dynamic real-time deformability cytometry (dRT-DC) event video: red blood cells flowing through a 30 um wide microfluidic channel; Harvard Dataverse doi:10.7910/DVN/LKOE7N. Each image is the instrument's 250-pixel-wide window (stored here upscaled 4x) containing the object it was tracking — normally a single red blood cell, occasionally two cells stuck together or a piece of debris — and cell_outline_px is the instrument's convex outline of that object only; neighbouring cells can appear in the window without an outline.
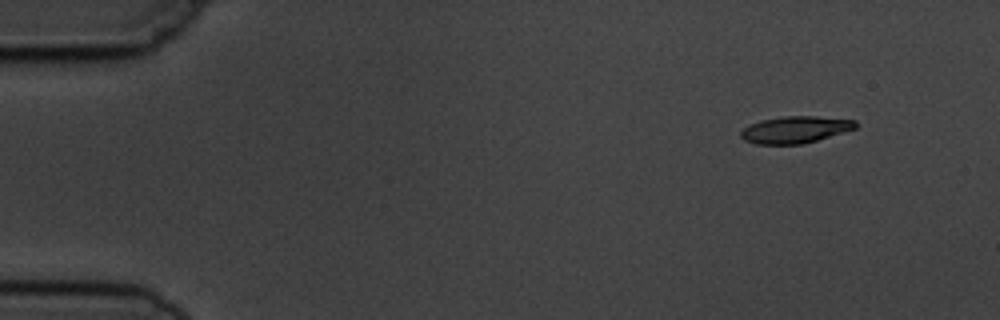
{"species": "common noctule bat (a hibernating species)", "species_latin": "Nyctalus noctula", "temperature_condition": "cold", "stored_images_in_passage": 5, "camera_frame_rate_fps": 3000, "um_per_image_px": 0.085, "animal": {"sex": "male", "body_mass_g": 19.5, "forearm_length_mm": 54.6}, "frame": {"image": 1, "passage_image": 2, "time_ms": 1.333, "image_size_px": [1000, 320], "cell_outline_px": [[856, 128], [816, 140], [800, 144], [756, 144], [744, 140], [740, 136], [740, 132], [748, 124], [760, 120], [784, 116], [816, 116], [856, 120]], "centroid_in_image_um": [67.54, 11.01], "position_along_channel_um": 17.5, "area_um2": 17.86}}
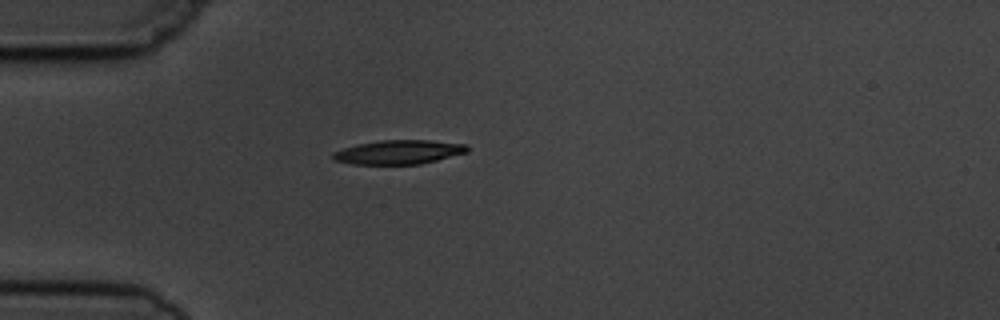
{"frame": {"image": 2, "passage_image": 5, "time_ms": 4.667, "image_size_px": [1000, 320], "cell_outline_px": [[468, 152], [420, 164], [352, 164], [332, 160], [332, 152], [356, 144], [380, 140], [428, 140], [468, 144]], "centroid_in_image_um": [33.87, 12.92], "position_along_channel_um": 51.1, "area_um2": 18.9}}